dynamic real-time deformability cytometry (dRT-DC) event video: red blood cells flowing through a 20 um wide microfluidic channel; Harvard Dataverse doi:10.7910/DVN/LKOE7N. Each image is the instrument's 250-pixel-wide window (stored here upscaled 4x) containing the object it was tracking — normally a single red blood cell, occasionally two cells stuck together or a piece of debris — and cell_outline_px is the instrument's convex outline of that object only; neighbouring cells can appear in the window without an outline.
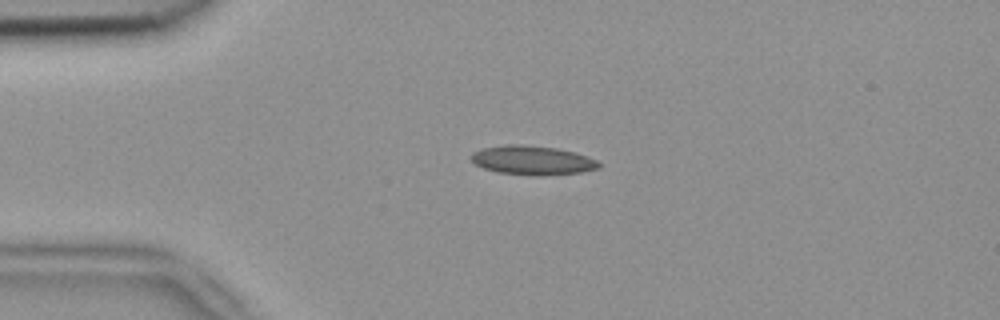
{"species": "common noctule bat (a hibernating species)", "species_latin": "Nyctalus noctula", "temperature_condition": "room temperature", "stored_images_in_passage": 5, "camera_frame_rate_fps": 3000, "um_per_image_px": 0.085, "animal": {"sex": "female", "body_mass_g": 18.4}, "frame": {"image": 1, "passage_image": 3, "time_ms": 0.667, "image_size_px": [1000, 320], "cell_outline_px": [[604, 164], [600, 168], [580, 172], [540, 176], [496, 172], [484, 168], [476, 164], [472, 160], [472, 152], [484, 148], [504, 144], [520, 144], [556, 148], [588, 156]], "centroid_in_image_um": [45.29, 13.62], "position_along_channel_um": 39.7, "area_um2": 21.62}}